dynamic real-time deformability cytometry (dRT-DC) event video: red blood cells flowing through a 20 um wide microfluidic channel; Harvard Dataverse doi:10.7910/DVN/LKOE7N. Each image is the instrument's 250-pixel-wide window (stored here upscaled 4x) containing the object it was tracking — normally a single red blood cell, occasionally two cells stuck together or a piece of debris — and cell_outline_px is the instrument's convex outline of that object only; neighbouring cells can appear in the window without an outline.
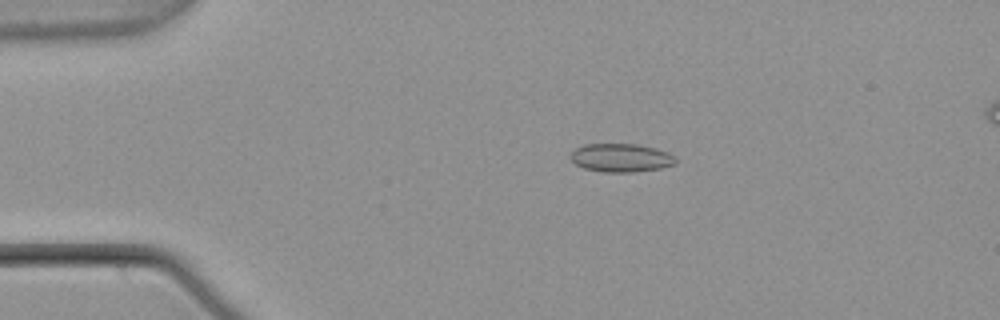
{"species": "common noctule bat (a hibernating species)", "species_latin": "Nyctalus noctula", "temperature_condition": "warm", "stored_images_in_passage": 48, "camera_frame_rate_fps": 3000, "um_per_image_px": 0.085, "animal": {"sex": "male", "body_mass_g": 21.5, "forearm_length_mm": 52.0}, "frame": {"image": 1, "passage_image": 5, "time_ms": 1.333, "image_size_px": [1000, 320], "cell_outline_px": [[676, 164], [660, 168], [632, 172], [604, 172], [584, 168], [576, 164], [568, 156], [576, 148], [584, 144], [636, 144], [656, 148], [668, 152], [676, 156]], "centroid_in_image_um": [52.8, 13.41], "position_along_channel_um": 32.2, "area_um2": 17.46}}
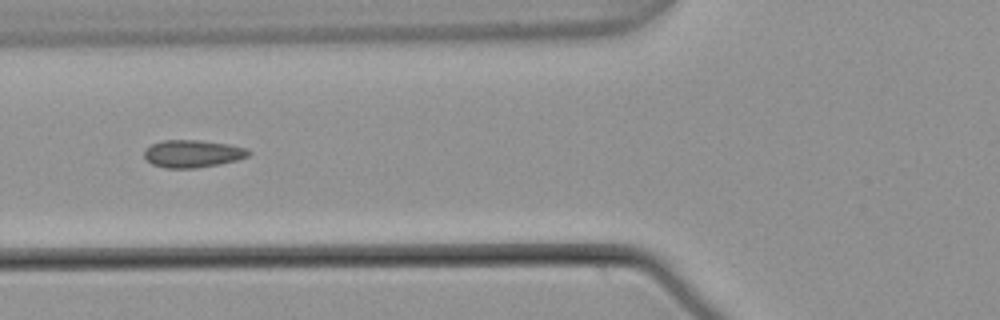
{"frame": {"image": 2, "passage_image": 15, "time_ms": 4.667, "image_size_px": [1000, 320], "cell_outline_px": [[252, 152], [248, 156], [236, 160], [220, 164], [196, 168], [164, 168], [152, 164], [144, 156], [144, 148], [152, 144], [164, 140], [200, 140], [228, 144], [248, 148]], "centroid_in_image_um": [16.38, 13.06], "position_along_channel_um": 109.4, "area_um2": 16.82}}
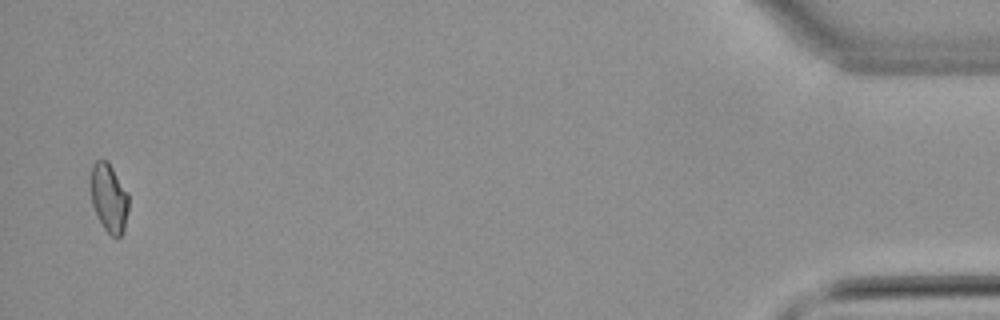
{"frame": {"image": 3, "passage_image": 47, "time_ms": 15.333, "image_size_px": [1000, 320], "cell_outline_px": [[128, 208], [124, 228], [120, 236], [116, 240], [104, 228], [92, 204], [92, 164], [96, 160], [108, 160], [128, 192]], "centroid_in_image_um": [9.29, 16.81], "position_along_channel_um": 425.9, "area_um2": 14.91}, "authors_computed_cell_mechanics": {"area_um2": 16.2418, "velocity_mm_per_s": 3.8006, "shape_relaxation_time_tau1_ms": null, "shape_relaxation_time_tau2_ms": 1.2122, "deformation_change_tau1": null, "deformation_change_tau2": 0.0509}}